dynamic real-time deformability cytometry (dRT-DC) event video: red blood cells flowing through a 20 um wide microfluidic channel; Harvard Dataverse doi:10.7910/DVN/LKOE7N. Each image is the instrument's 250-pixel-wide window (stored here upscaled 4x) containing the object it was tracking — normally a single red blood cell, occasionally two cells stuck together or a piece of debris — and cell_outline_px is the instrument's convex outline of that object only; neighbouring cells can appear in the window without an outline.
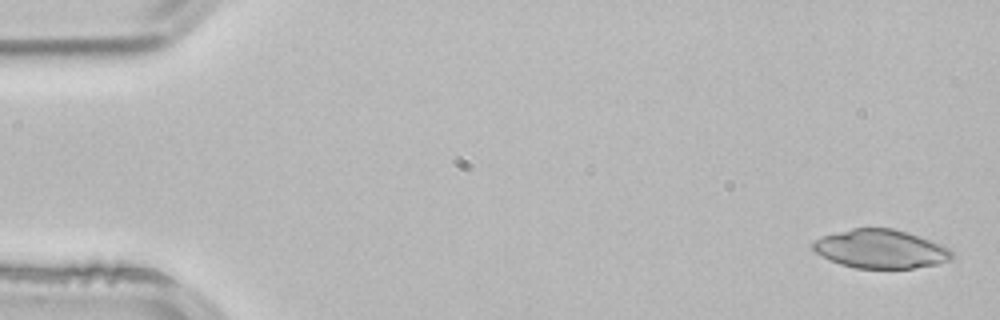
{"species": "common noctule bat (a hibernating species)", "species_latin": "Nyctalus noctula", "temperature_condition": "room temperature", "stored_images_in_passage": 4, "camera_frame_rate_fps": 3000, "um_per_image_px": 0.085, "animal": {"sex": "male", "body_mass_g": 21.5, "forearm_length_mm": 52.0}, "frame": {"image": 1, "passage_image": 1, "time_ms": 0.0, "image_size_px": [1000, 320], "cell_outline_px": [[952, 260], [936, 264], [912, 268], [856, 268], [840, 264], [820, 256], [812, 248], [812, 244], [820, 236], [852, 228], [892, 228], [928, 240], [948, 248], [952, 252]], "centroid_in_image_um": [74.8, 21.17], "position_along_channel_um": 10.2, "area_um2": 30.98}}